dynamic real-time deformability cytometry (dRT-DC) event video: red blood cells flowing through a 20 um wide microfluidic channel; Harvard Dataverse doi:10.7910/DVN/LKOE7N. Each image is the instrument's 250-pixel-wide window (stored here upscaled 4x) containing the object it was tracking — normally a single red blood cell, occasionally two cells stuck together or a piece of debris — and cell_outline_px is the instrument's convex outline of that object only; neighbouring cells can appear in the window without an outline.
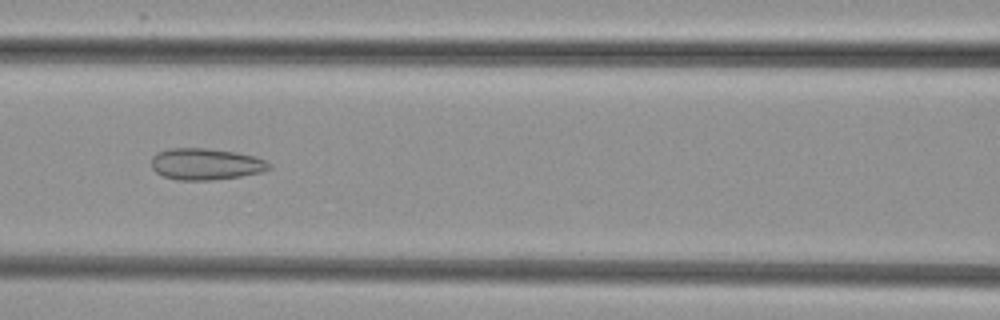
{"species": "common noctule bat (a hibernating species)", "species_latin": "Nyctalus noctula", "temperature_condition": "cold", "stored_images_in_passage": 8, "camera_frame_rate_fps": 3000, "um_per_image_px": 0.085, "animal": {"sex": "female", "body_mass_g": 29.2, "forearm_length_mm": 56.3}, "frame": {"image": 1, "passage_image": 5, "time_ms": 4.667, "image_size_px": [1000, 320], "cell_outline_px": [[272, 168], [260, 172], [240, 176], [212, 180], [176, 180], [164, 176], [156, 172], [152, 168], [152, 156], [156, 152], [168, 148], [208, 148], [236, 152], [256, 156], [272, 164]], "centroid_in_image_um": [17.49, 13.93], "position_along_channel_um": 149.1, "area_um2": 21.79}}